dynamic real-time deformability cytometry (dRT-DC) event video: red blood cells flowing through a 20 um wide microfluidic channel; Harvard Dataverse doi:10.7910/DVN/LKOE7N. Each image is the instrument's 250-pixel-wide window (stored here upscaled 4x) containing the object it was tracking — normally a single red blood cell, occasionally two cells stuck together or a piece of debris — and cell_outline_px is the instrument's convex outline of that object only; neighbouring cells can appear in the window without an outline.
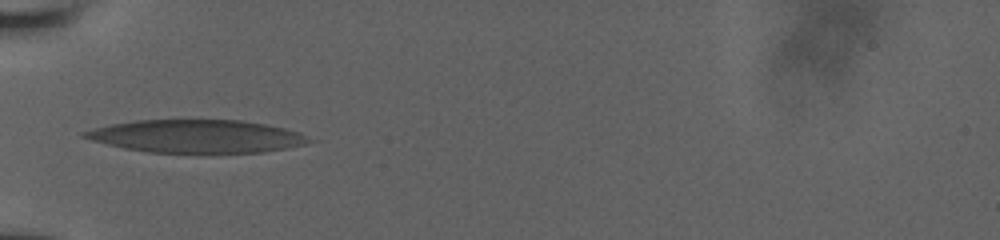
{"species": "human", "species_latin": "Homo sapiens", "temperature_condition": "room temperature", "stored_images_in_passage": 6, "camera_frame_rate_fps": 3000, "um_per_image_px": 0.085, "donor": {"sex": "male"}, "frame": {"image": 1, "passage_image": 1, "time_ms": 0.0, "image_size_px": [1000, 240], "cell_outline_px": [[320, 140], [304, 144], [264, 152], [148, 152], [124, 148], [92, 140], [80, 136], [80, 132], [112, 124], [136, 120], [244, 120], [284, 128], [300, 132]], "centroid_in_image_um": [16.77, 11.57], "position_along_channel_um": 68.2, "area_um2": 42.95}}
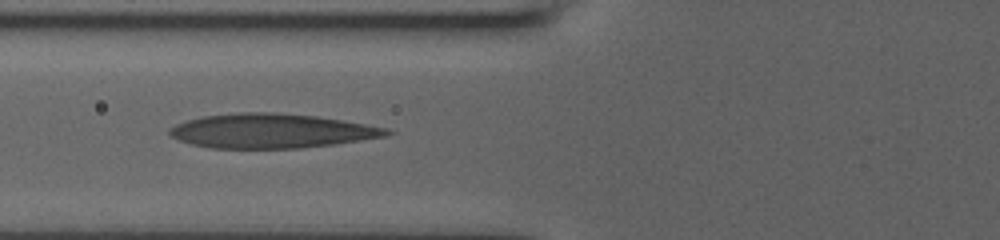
{"frame": {"image": 2, "passage_image": 5, "time_ms": 1.0, "image_size_px": [1000, 240], "cell_outline_px": [[396, 132], [384, 136], [336, 144], [300, 148], [212, 148], [192, 144], [180, 140], [172, 136], [168, 132], [168, 128], [176, 124], [188, 120], [204, 116], [236, 112], [276, 112], [316, 116], [388, 128]], "centroid_in_image_um": [23.07, 11.12], "position_along_channel_um": 102.7, "area_um2": 43.35}}